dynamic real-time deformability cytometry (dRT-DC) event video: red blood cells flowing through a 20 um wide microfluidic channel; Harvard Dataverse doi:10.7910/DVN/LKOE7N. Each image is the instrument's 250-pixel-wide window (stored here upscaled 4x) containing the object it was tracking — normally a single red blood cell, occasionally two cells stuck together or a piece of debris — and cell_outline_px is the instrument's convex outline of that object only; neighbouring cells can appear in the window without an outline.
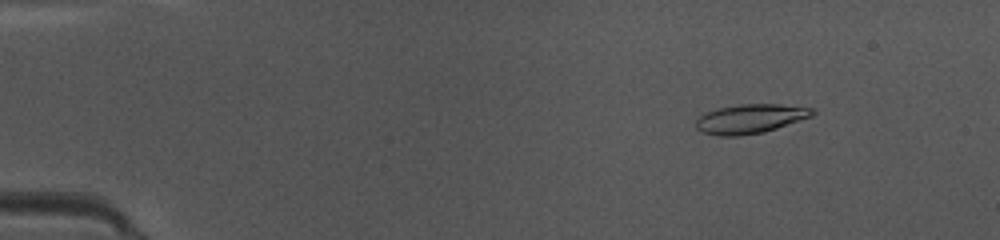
{"species": "common noctule bat (a hibernating species)", "species_latin": "Nyctalus noctula", "temperature_condition": "warm", "stored_images_in_passage": 49, "camera_frame_rate_fps": 3000, "um_per_image_px": 0.085, "animal": {"sex": "female", "body_mass_g": 10.0, "forearm_length_mm": 53.1}, "frame": {"image": 1, "passage_image": 7, "time_ms": 2.0, "image_size_px": [1000, 240], "cell_outline_px": [[816, 112], [812, 116], [764, 132], [740, 136], [720, 136], [704, 132], [696, 128], [696, 120], [700, 116], [708, 112], [720, 108], [740, 104], [780, 104], [812, 108]], "centroid_in_image_um": [63.79, 10.1], "position_along_channel_um": 21.2, "area_um2": 19.59}}
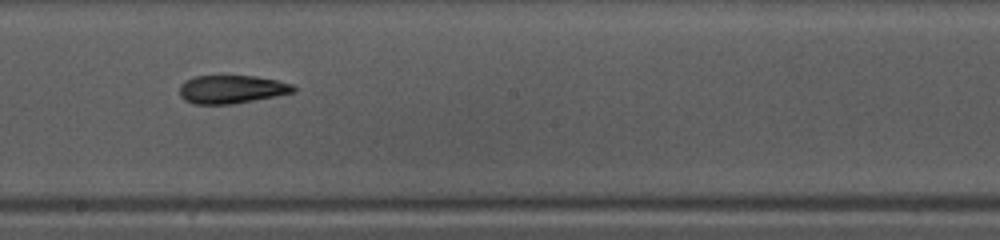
{"frame": {"image": 2, "passage_image": 28, "time_ms": 9.0, "image_size_px": [1000, 240], "cell_outline_px": [[296, 92], [276, 96], [232, 104], [192, 104], [184, 100], [180, 96], [180, 84], [184, 80], [196, 76], [256, 76], [276, 80], [292, 84], [296, 88]], "centroid_in_image_um": [19.67, 7.59], "position_along_channel_um": 228.5, "area_um2": 18.84}}
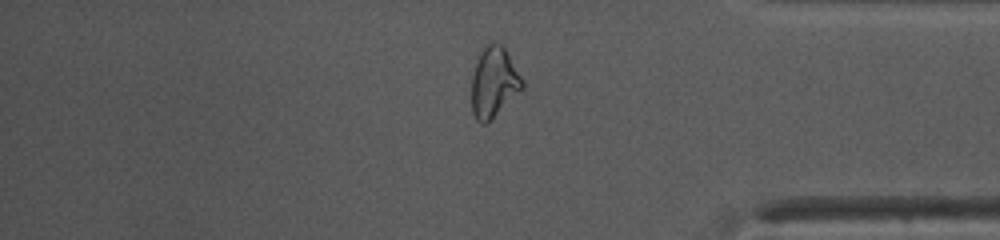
{"frame": {"image": 3, "passage_image": 41, "time_ms": 13.333, "image_size_px": [1000, 240], "cell_outline_px": [[524, 88], [484, 124], [480, 124], [476, 120], [472, 112], [472, 76], [480, 52], [484, 44], [496, 40], [508, 52], [524, 80]], "centroid_in_image_um": [41.99, 6.94], "position_along_channel_um": 393.2, "area_um2": 20.75}, "authors_computed_cell_mechanics": {"area_um2": 19.2474, "velocity_mm_per_s": 4.1841, "shape_relaxation_time_tau1_ms": null, "shape_relaxation_time_tau2_ms": 4.3529, "deformation_change_tau1": null, "deformation_change_tau2": 0.1377}}